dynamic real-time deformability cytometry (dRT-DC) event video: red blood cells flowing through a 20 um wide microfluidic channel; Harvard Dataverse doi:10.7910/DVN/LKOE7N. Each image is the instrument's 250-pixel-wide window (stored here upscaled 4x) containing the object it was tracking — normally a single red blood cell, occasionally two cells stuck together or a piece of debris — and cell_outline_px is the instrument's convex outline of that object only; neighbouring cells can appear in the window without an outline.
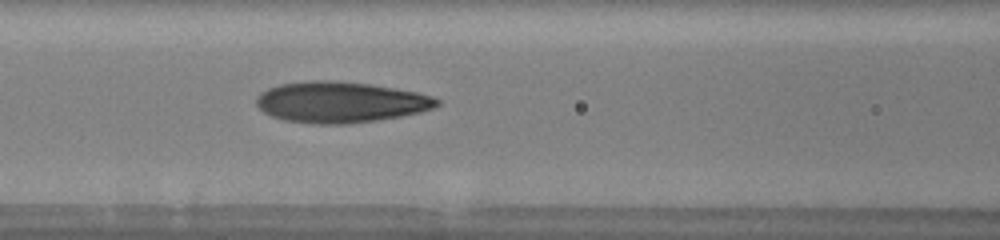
{"species": "human", "species_latin": "Homo sapiens", "temperature_condition": "warm", "stored_images_in_passage": 36, "camera_frame_rate_fps": 3000, "um_per_image_px": 0.085, "donor": {"sex": "male"}, "frame": {"image": 1, "passage_image": 11, "time_ms": 3.333, "image_size_px": [1000, 240], "cell_outline_px": [[440, 104], [432, 108], [420, 112], [400, 116], [376, 120], [348, 124], [316, 124], [284, 120], [272, 116], [264, 112], [256, 104], [256, 96], [260, 92], [268, 88], [280, 84], [308, 80], [332, 80], [368, 84], [396, 88], [416, 92], [432, 96], [440, 100]], "centroid_in_image_um": [28.91, 8.68], "position_along_channel_um": 137.7, "area_um2": 43.12}, "authors_computed_cell_mechanics": {"area_um2": 40.8357, "velocity_mm_per_s": 3.9772, "shape_relaxation_time_tau1_ms": 5.2279, "shape_relaxation_time_tau2_ms": 1.3243, "deformation_change_tau1": 0.2364, "deformation_change_tau2": 0.0968}}